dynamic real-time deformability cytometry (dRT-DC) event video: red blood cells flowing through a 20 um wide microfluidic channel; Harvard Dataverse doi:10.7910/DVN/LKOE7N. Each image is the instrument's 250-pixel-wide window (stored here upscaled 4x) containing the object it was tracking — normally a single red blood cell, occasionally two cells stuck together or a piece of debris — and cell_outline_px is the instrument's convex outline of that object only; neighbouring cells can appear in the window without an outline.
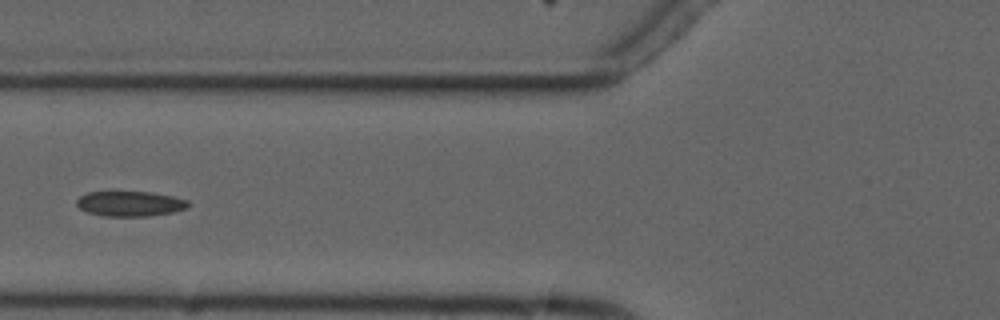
{"species": "common noctule bat (a hibernating species)", "species_latin": "Nyctalus noctula", "temperature_condition": "cold", "stored_images_in_passage": 9, "camera_frame_rate_fps": 3000, "um_per_image_px": 0.085, "animal": {"sex": "male", "forearm_length_mm": 52.5}, "frame": {"image": 1, "passage_image": 6, "time_ms": 7.0, "image_size_px": [1000, 320], "cell_outline_px": [[192, 204], [188, 208], [172, 212], [148, 216], [104, 216], [88, 212], [80, 208], [76, 204], [76, 200], [80, 196], [88, 192], [152, 192], [172, 196], [188, 200]], "centroid_in_image_um": [11.09, 17.31], "position_along_channel_um": 114.7, "area_um2": 16.36}}
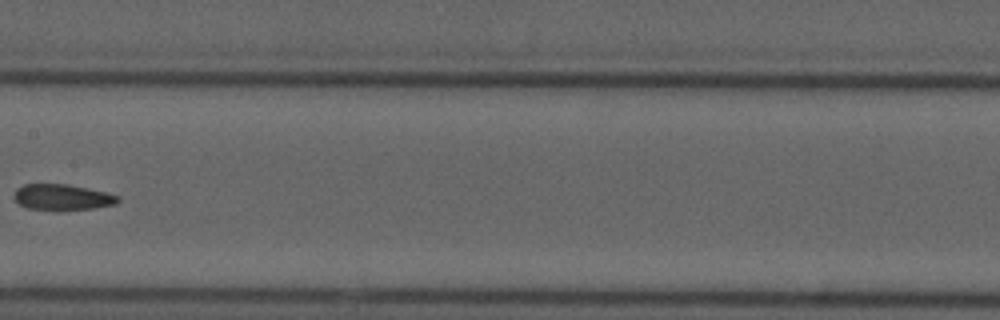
{"frame": {"image": 2, "passage_image": 8, "time_ms": 9.333, "image_size_px": [1000, 320], "cell_outline_px": [[120, 200], [116, 204], [92, 208], [28, 208], [20, 204], [12, 196], [16, 188], [24, 184], [68, 184], [88, 188], [120, 196]], "centroid_in_image_um": [5.29, 16.72], "position_along_channel_um": 202.1, "area_um2": 15.14}}
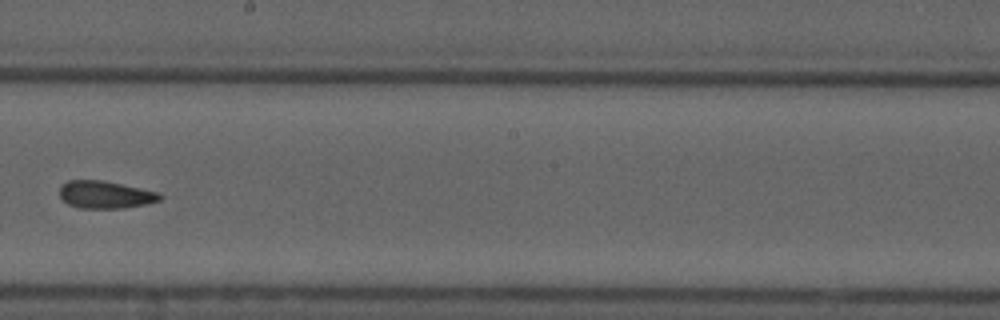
{"frame": {"image": 3, "passage_image": 9, "time_ms": 10.333, "image_size_px": [1000, 320], "cell_outline_px": [[164, 196], [160, 200], [144, 204], [124, 208], [80, 208], [68, 204], [60, 196], [60, 188], [68, 180], [100, 180], [160, 192]], "centroid_in_image_um": [8.97, 16.55], "position_along_channel_um": 239.2, "area_um2": 15.9}}